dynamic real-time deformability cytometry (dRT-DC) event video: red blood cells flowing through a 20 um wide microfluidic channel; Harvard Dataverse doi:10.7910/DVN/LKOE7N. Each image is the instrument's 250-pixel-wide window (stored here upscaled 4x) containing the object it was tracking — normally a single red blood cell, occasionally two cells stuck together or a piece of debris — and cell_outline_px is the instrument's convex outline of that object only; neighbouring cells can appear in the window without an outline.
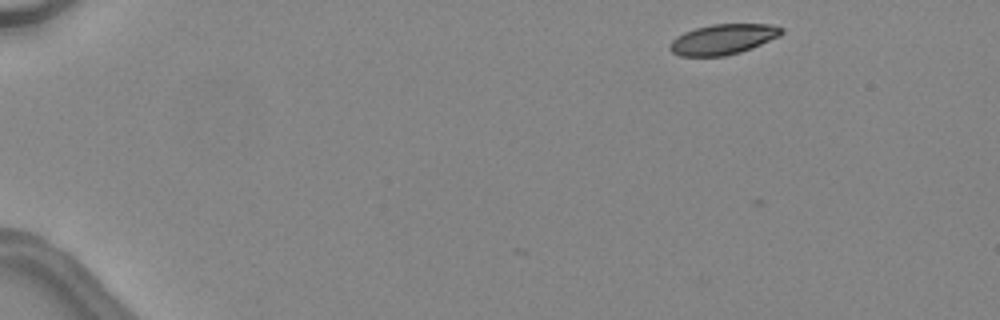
{"species": "common noctule bat (a hibernating species)", "species_latin": "Nyctalus noctula", "temperature_condition": "warm", "stored_images_in_passage": 3, "camera_frame_rate_fps": 3000, "um_per_image_px": 0.085, "animal": {"sex": "female", "body_mass_g": 24.6, "forearm_length_mm": 56.2}, "frame": {"image": 1, "passage_image": 1, "time_ms": 0.0, "image_size_px": [1000, 320], "cell_outline_px": [[784, 32], [780, 36], [752, 48], [740, 52], [724, 56], [680, 56], [672, 52], [668, 48], [668, 44], [676, 36], [684, 32], [696, 28], [712, 24], [772, 24], [784, 28]], "centroid_in_image_um": [61.46, 3.33], "position_along_channel_um": 23.5, "area_um2": 19.88}}